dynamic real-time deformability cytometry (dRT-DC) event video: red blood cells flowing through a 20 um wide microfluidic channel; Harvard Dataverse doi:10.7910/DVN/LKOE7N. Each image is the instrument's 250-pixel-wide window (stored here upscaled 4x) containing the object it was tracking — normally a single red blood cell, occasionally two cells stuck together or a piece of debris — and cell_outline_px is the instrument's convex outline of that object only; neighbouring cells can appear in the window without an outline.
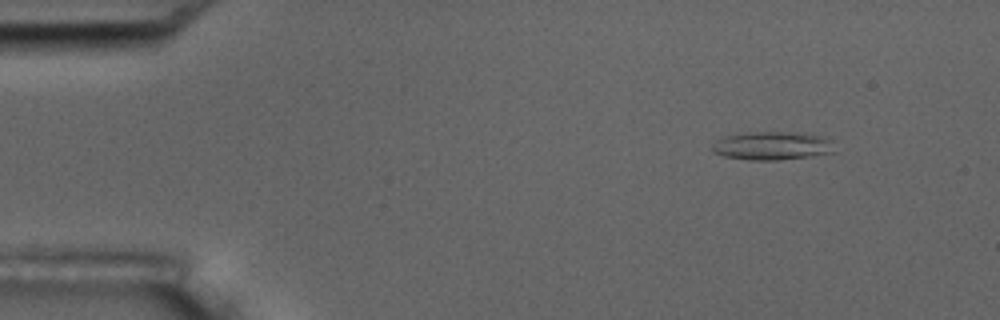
{"species": "common noctule bat (a hibernating species)", "species_latin": "Nyctalus noctula", "temperature_condition": "room temperature", "stored_images_in_passage": 3, "camera_frame_rate_fps": 3000, "um_per_image_px": 0.085, "animal": {"sex": "male", "body_mass_g": 17.5, "forearm_length_mm": 52.3}, "frame": {"image": 1, "passage_image": 1, "time_ms": 0.0, "image_size_px": [1000, 320], "cell_outline_px": [[836, 152], [808, 156], [776, 160], [748, 160], [724, 156], [712, 152], [712, 148], [716, 140], [728, 136], [748, 132], [796, 132], [824, 136], [828, 140]], "centroid_in_image_um": [65.62, 12.39], "position_along_channel_um": 19.4, "area_um2": 20.0}}